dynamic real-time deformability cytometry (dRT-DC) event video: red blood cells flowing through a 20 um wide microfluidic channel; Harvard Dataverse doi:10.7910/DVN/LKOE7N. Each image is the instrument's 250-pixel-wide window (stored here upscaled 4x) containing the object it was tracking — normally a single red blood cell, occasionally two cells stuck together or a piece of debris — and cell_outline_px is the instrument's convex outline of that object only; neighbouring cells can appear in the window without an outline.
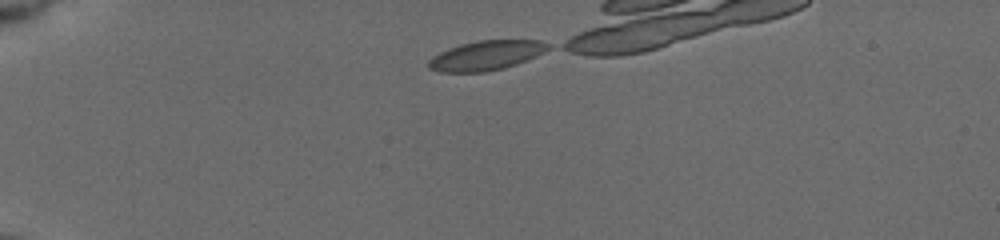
{"species": "common noctule bat (a hibernating species)", "species_latin": "Nyctalus noctula", "temperature_condition": "cold", "stored_images_in_passage": 13, "camera_frame_rate_fps": 3000, "um_per_image_px": 0.085, "animal": {"sex": "female", "body_mass_g": 19.5, "forearm_length_mm": 54.1}, "frame": {"image": 1, "passage_image": 1, "time_ms": 0.0, "image_size_px": [1000, 240], "cell_outline_px": [[552, 48], [536, 56], [516, 64], [504, 68], [484, 72], [440, 72], [428, 68], [428, 60], [432, 56], [448, 48], [460, 44], [476, 40], [540, 40], [552, 44]], "centroid_in_image_um": [41.34, 4.7], "position_along_channel_um": 43.7, "area_um2": 20.81}}
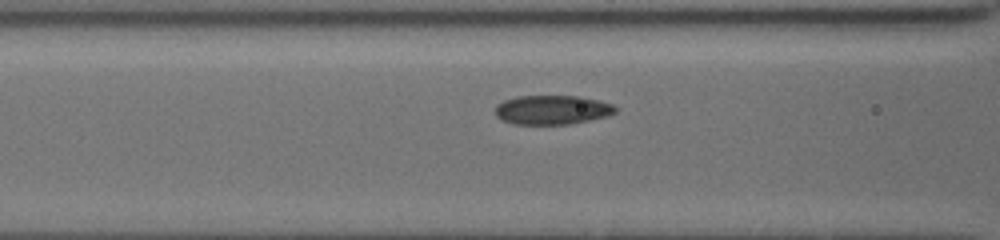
{"frame": {"image": 2, "passage_image": 11, "time_ms": 3.333, "image_size_px": [1000, 240], "cell_outline_px": [[616, 112], [608, 116], [568, 124], [512, 124], [500, 120], [496, 116], [496, 104], [504, 100], [516, 96], [580, 96], [600, 100], [612, 104], [616, 108]], "centroid_in_image_um": [46.91, 9.33], "position_along_channel_um": 119.7, "area_um2": 20.58}}